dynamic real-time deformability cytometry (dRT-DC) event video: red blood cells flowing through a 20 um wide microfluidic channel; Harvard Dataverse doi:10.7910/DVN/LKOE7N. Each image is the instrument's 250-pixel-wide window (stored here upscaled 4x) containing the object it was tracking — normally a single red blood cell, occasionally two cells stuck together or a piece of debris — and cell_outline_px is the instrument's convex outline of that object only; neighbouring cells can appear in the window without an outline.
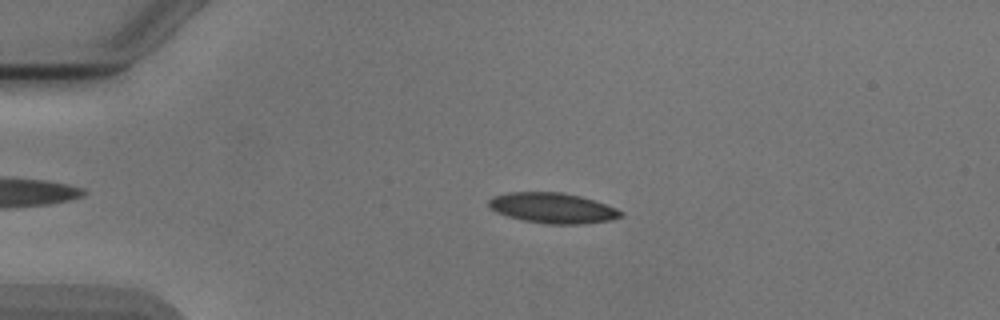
{"species": "Egyptian fruit bat (a non-hibernating species)", "species_latin": "Rousettus aegyptiacus", "temperature_condition": "cold", "stored_images_in_passage": 51, "camera_frame_rate_fps": 3000, "um_per_image_px": 0.085, "animal": {"sex": "male"}, "frame": {"image": 1, "passage_image": 10, "time_ms": 3.0, "image_size_px": [1000, 320], "cell_outline_px": [[624, 216], [612, 220], [580, 224], [544, 224], [520, 220], [496, 212], [488, 204], [488, 200], [492, 196], [508, 192], [560, 192], [580, 196], [616, 208], [624, 212]], "centroid_in_image_um": [46.97, 17.69], "position_along_channel_um": 38.0, "area_um2": 23.47}}
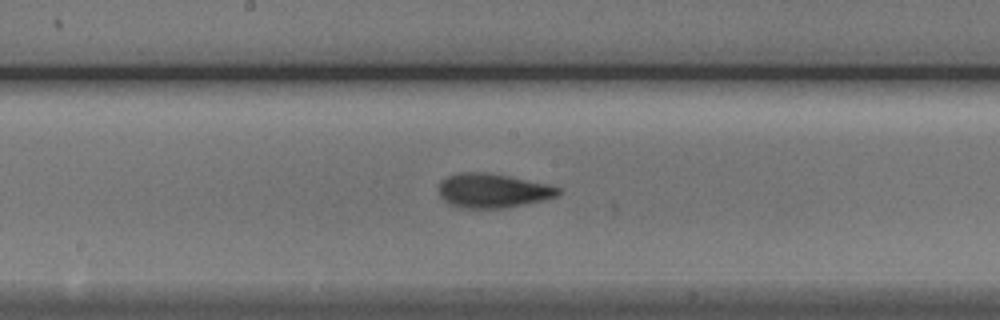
{"frame": {"image": 2, "passage_image": 26, "time_ms": 8.333, "image_size_px": [1000, 320], "cell_outline_px": [[560, 192], [556, 196], [544, 200], [524, 204], [500, 208], [456, 208], [448, 204], [440, 196], [440, 180], [448, 176], [460, 172], [484, 172], [508, 176], [548, 184], [560, 188]], "centroid_in_image_um": [41.85, 16.21], "position_along_channel_um": 206.4, "area_um2": 23.76}}
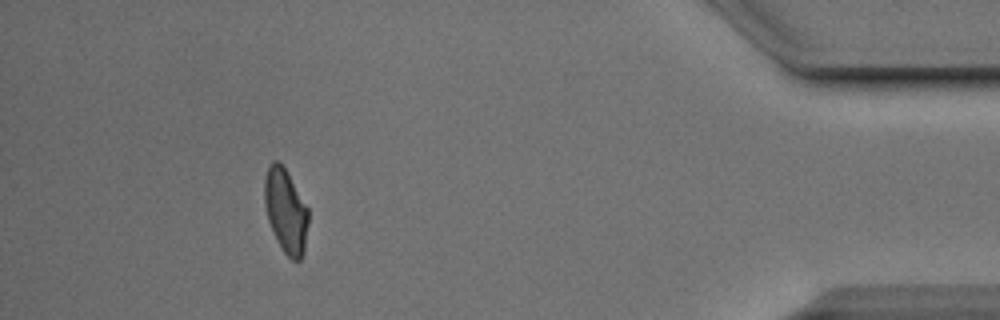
{"frame": {"image": 3, "passage_image": 46, "time_ms": 15.0, "image_size_px": [1000, 320], "cell_outline_px": [[308, 224], [304, 252], [300, 260], [292, 260], [284, 252], [276, 240], [268, 220], [264, 204], [264, 180], [268, 168], [272, 160], [276, 160], [284, 168], [308, 208]], "centroid_in_image_um": [24.28, 17.96], "position_along_channel_um": 410.9, "area_um2": 21.27}, "authors_computed_cell_mechanics": {"area_um2": 22.7154, "velocity_mm_per_s": 3.8984, "shape_relaxation_time_tau1_ms": 4.301, "shape_relaxation_time_tau2_ms": 1.8721, "deformation_change_tau1": 0.1352, "deformation_change_tau2": 0.09}}